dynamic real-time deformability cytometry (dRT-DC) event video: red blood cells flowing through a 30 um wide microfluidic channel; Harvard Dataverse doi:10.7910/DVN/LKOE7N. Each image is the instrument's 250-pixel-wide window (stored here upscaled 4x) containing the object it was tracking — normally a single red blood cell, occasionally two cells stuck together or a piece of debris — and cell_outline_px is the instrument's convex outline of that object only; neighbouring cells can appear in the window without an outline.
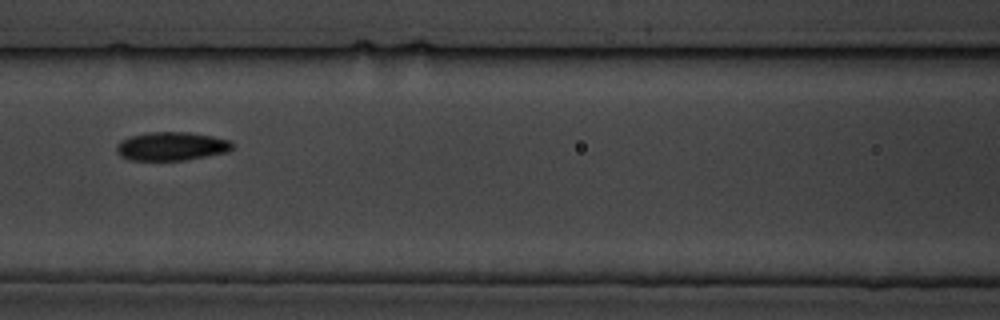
{"species": "common noctule bat (a hibernating species)", "species_latin": "Nyctalus noctula", "temperature_condition": "cold", "stored_images_in_passage": 7, "camera_frame_rate_fps": 3000, "um_per_image_px": 0.085, "animal": {"sex": "male", "body_mass_g": 19.5, "forearm_length_mm": 54.6}, "frame": {"image": 1, "passage_image": 3, "time_ms": 2.667, "image_size_px": [1000, 320], "cell_outline_px": [[232, 148], [228, 152], [184, 160], [128, 160], [120, 156], [116, 152], [116, 144], [120, 140], [132, 136], [148, 132], [188, 132], [212, 136], [232, 140]], "centroid_in_image_um": [14.56, 12.43], "position_along_channel_um": 152.0, "area_um2": 19.36}}
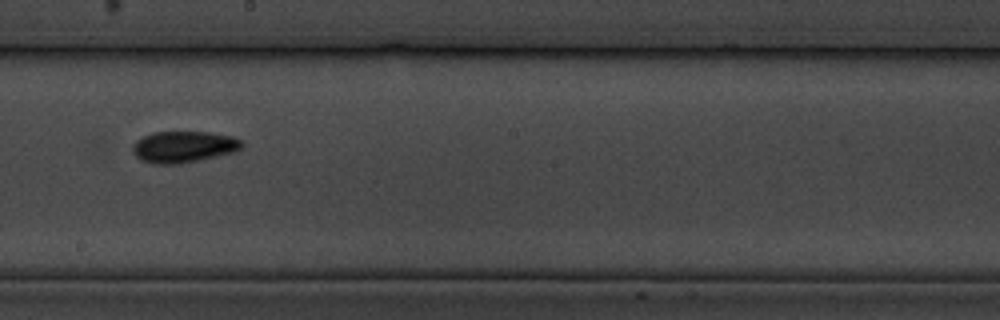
{"frame": {"image": 2, "passage_image": 5, "time_ms": 5.0, "image_size_px": [1000, 320], "cell_outline_px": [[244, 148], [236, 152], [180, 164], [152, 164], [140, 160], [132, 152], [132, 144], [136, 140], [152, 132], [208, 132], [232, 136], [240, 140], [244, 144]], "centroid_in_image_um": [15.61, 12.49], "position_along_channel_um": 232.6, "area_um2": 20.29}}
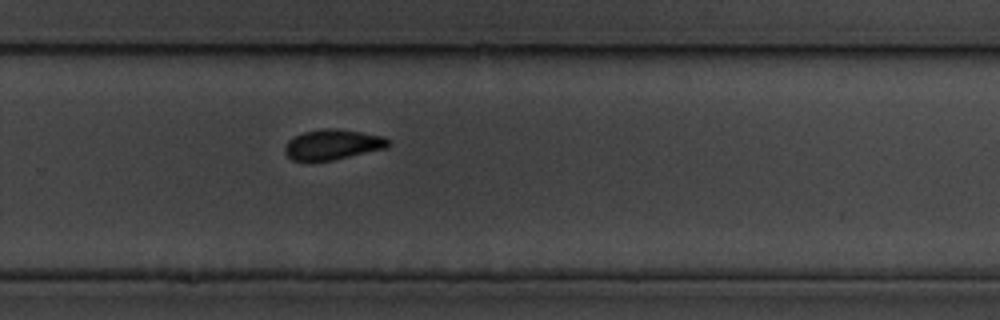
{"frame": {"image": 3, "passage_image": 7, "time_ms": 7.0, "image_size_px": [1000, 320], "cell_outline_px": [[392, 144], [388, 148], [332, 160], [292, 160], [284, 152], [284, 148], [288, 140], [304, 132], [324, 128], [336, 128], [384, 136]], "centroid_in_image_um": [28.31, 12.28], "position_along_channel_um": 301.5, "area_um2": 18.15}}